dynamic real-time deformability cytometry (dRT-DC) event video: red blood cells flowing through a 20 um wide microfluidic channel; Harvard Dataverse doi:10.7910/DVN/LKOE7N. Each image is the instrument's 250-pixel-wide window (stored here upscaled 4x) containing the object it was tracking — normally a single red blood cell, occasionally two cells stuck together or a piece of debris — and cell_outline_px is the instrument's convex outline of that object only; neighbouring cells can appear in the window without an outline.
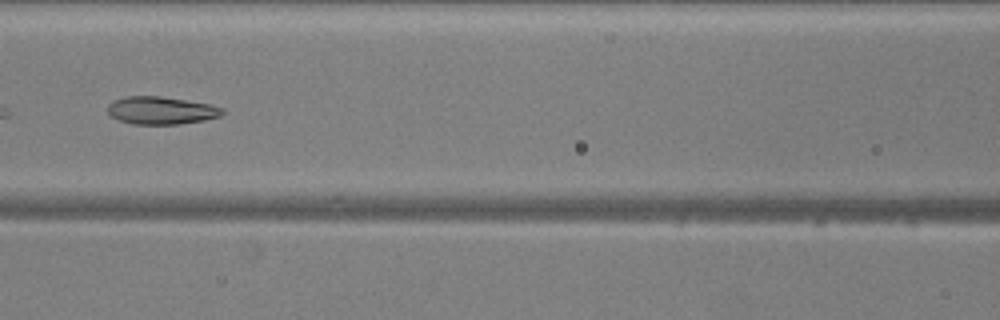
{"species": "common noctule bat (a hibernating species)", "species_latin": "Nyctalus noctula", "temperature_condition": "warm", "stored_images_in_passage": 36, "camera_frame_rate_fps": 3000, "um_per_image_px": 0.085, "animal": {"sex": "male", "body_mass_g": 20.5, "forearm_length_mm": 52.5}, "frame": {"image": 1, "passage_image": 11, "time_ms": 3.333, "image_size_px": [1000, 320], "cell_outline_px": [[228, 112], [220, 116], [204, 120], [180, 124], [132, 124], [120, 120], [112, 116], [108, 112], [108, 104], [116, 100], [128, 96], [160, 96], [212, 104], [224, 108]], "centroid_in_image_um": [13.78, 9.39], "position_along_channel_um": 152.8, "area_um2": 18.55}, "authors_computed_cell_mechanics": {"area_um2": 19.941, "velocity_mm_per_s": 3.9137, "shape_relaxation_time_tau1_ms": null, "shape_relaxation_time_tau2_ms": 2.5717, "deformation_change_tau1": null, "deformation_change_tau2": 0.0977}}